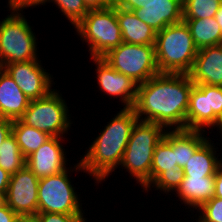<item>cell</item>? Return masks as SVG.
<instances>
[{"label": "cell", "mask_w": 222, "mask_h": 222, "mask_svg": "<svg viewBox=\"0 0 222 222\" xmlns=\"http://www.w3.org/2000/svg\"><path fill=\"white\" fill-rule=\"evenodd\" d=\"M26 166V158L22 154L15 136L11 133L0 146V167L13 175Z\"/></svg>", "instance_id": "25"}, {"label": "cell", "mask_w": 222, "mask_h": 222, "mask_svg": "<svg viewBox=\"0 0 222 222\" xmlns=\"http://www.w3.org/2000/svg\"><path fill=\"white\" fill-rule=\"evenodd\" d=\"M188 74L194 84L222 86V44L198 49Z\"/></svg>", "instance_id": "17"}, {"label": "cell", "mask_w": 222, "mask_h": 222, "mask_svg": "<svg viewBox=\"0 0 222 222\" xmlns=\"http://www.w3.org/2000/svg\"><path fill=\"white\" fill-rule=\"evenodd\" d=\"M12 122L11 120L0 117V146L4 140L12 133Z\"/></svg>", "instance_id": "33"}, {"label": "cell", "mask_w": 222, "mask_h": 222, "mask_svg": "<svg viewBox=\"0 0 222 222\" xmlns=\"http://www.w3.org/2000/svg\"><path fill=\"white\" fill-rule=\"evenodd\" d=\"M6 203L5 201V194L0 193V207L3 206Z\"/></svg>", "instance_id": "39"}, {"label": "cell", "mask_w": 222, "mask_h": 222, "mask_svg": "<svg viewBox=\"0 0 222 222\" xmlns=\"http://www.w3.org/2000/svg\"><path fill=\"white\" fill-rule=\"evenodd\" d=\"M133 13L157 33L183 21V0H146L144 7Z\"/></svg>", "instance_id": "16"}, {"label": "cell", "mask_w": 222, "mask_h": 222, "mask_svg": "<svg viewBox=\"0 0 222 222\" xmlns=\"http://www.w3.org/2000/svg\"><path fill=\"white\" fill-rule=\"evenodd\" d=\"M213 139H208L188 160L183 168L184 176H215L222 165L221 150L214 145ZM217 151L219 153H217ZM218 154V155H217ZM220 156V158H218Z\"/></svg>", "instance_id": "21"}, {"label": "cell", "mask_w": 222, "mask_h": 222, "mask_svg": "<svg viewBox=\"0 0 222 222\" xmlns=\"http://www.w3.org/2000/svg\"><path fill=\"white\" fill-rule=\"evenodd\" d=\"M12 134L25 158L34 153L51 137L45 132L24 124L20 119L12 122Z\"/></svg>", "instance_id": "24"}, {"label": "cell", "mask_w": 222, "mask_h": 222, "mask_svg": "<svg viewBox=\"0 0 222 222\" xmlns=\"http://www.w3.org/2000/svg\"><path fill=\"white\" fill-rule=\"evenodd\" d=\"M37 60L7 64L2 68L13 78L14 82L31 101L47 96L56 84L55 77ZM53 79V80H52Z\"/></svg>", "instance_id": "12"}, {"label": "cell", "mask_w": 222, "mask_h": 222, "mask_svg": "<svg viewBox=\"0 0 222 222\" xmlns=\"http://www.w3.org/2000/svg\"><path fill=\"white\" fill-rule=\"evenodd\" d=\"M167 129L154 122L137 120L118 169L134 178L145 189L151 183V165L155 146L164 138Z\"/></svg>", "instance_id": "3"}, {"label": "cell", "mask_w": 222, "mask_h": 222, "mask_svg": "<svg viewBox=\"0 0 222 222\" xmlns=\"http://www.w3.org/2000/svg\"><path fill=\"white\" fill-rule=\"evenodd\" d=\"M146 0H114V5L124 10L133 11L137 8L144 7Z\"/></svg>", "instance_id": "31"}, {"label": "cell", "mask_w": 222, "mask_h": 222, "mask_svg": "<svg viewBox=\"0 0 222 222\" xmlns=\"http://www.w3.org/2000/svg\"><path fill=\"white\" fill-rule=\"evenodd\" d=\"M73 29L82 44L85 43L88 46L90 58H102L123 43L116 16V5L106 9L89 10Z\"/></svg>", "instance_id": "7"}, {"label": "cell", "mask_w": 222, "mask_h": 222, "mask_svg": "<svg viewBox=\"0 0 222 222\" xmlns=\"http://www.w3.org/2000/svg\"><path fill=\"white\" fill-rule=\"evenodd\" d=\"M53 3L70 24L75 27L89 12L84 0H46L45 4Z\"/></svg>", "instance_id": "27"}, {"label": "cell", "mask_w": 222, "mask_h": 222, "mask_svg": "<svg viewBox=\"0 0 222 222\" xmlns=\"http://www.w3.org/2000/svg\"><path fill=\"white\" fill-rule=\"evenodd\" d=\"M39 180L26 166L11 175L5 201L17 215L38 213Z\"/></svg>", "instance_id": "13"}, {"label": "cell", "mask_w": 222, "mask_h": 222, "mask_svg": "<svg viewBox=\"0 0 222 222\" xmlns=\"http://www.w3.org/2000/svg\"><path fill=\"white\" fill-rule=\"evenodd\" d=\"M65 137L51 136L34 153L26 158V167L38 178H45L58 174L69 168ZM64 143V144H62ZM68 159V160H67Z\"/></svg>", "instance_id": "15"}, {"label": "cell", "mask_w": 222, "mask_h": 222, "mask_svg": "<svg viewBox=\"0 0 222 222\" xmlns=\"http://www.w3.org/2000/svg\"><path fill=\"white\" fill-rule=\"evenodd\" d=\"M89 59L96 65L94 78L103 96L107 94V97L116 98L122 103L123 108H132L136 100L138 84L125 74L118 73L102 58Z\"/></svg>", "instance_id": "14"}, {"label": "cell", "mask_w": 222, "mask_h": 222, "mask_svg": "<svg viewBox=\"0 0 222 222\" xmlns=\"http://www.w3.org/2000/svg\"><path fill=\"white\" fill-rule=\"evenodd\" d=\"M198 49L222 44V30L216 18L183 19Z\"/></svg>", "instance_id": "23"}, {"label": "cell", "mask_w": 222, "mask_h": 222, "mask_svg": "<svg viewBox=\"0 0 222 222\" xmlns=\"http://www.w3.org/2000/svg\"><path fill=\"white\" fill-rule=\"evenodd\" d=\"M216 128L222 135V86L194 84L189 94L186 129L207 132Z\"/></svg>", "instance_id": "10"}, {"label": "cell", "mask_w": 222, "mask_h": 222, "mask_svg": "<svg viewBox=\"0 0 222 222\" xmlns=\"http://www.w3.org/2000/svg\"><path fill=\"white\" fill-rule=\"evenodd\" d=\"M214 197L222 198V165L215 174V191Z\"/></svg>", "instance_id": "35"}, {"label": "cell", "mask_w": 222, "mask_h": 222, "mask_svg": "<svg viewBox=\"0 0 222 222\" xmlns=\"http://www.w3.org/2000/svg\"><path fill=\"white\" fill-rule=\"evenodd\" d=\"M30 100L14 82L13 78L0 68V117L11 121L22 117Z\"/></svg>", "instance_id": "19"}, {"label": "cell", "mask_w": 222, "mask_h": 222, "mask_svg": "<svg viewBox=\"0 0 222 222\" xmlns=\"http://www.w3.org/2000/svg\"><path fill=\"white\" fill-rule=\"evenodd\" d=\"M11 175L0 167V193H6Z\"/></svg>", "instance_id": "36"}, {"label": "cell", "mask_w": 222, "mask_h": 222, "mask_svg": "<svg viewBox=\"0 0 222 222\" xmlns=\"http://www.w3.org/2000/svg\"><path fill=\"white\" fill-rule=\"evenodd\" d=\"M120 111L108 121L102 131L88 144L85 154L80 155L82 169L101 184L116 172L121 164L132 128L138 117L133 108H117ZM82 156V157H81ZM116 170V171H115Z\"/></svg>", "instance_id": "2"}, {"label": "cell", "mask_w": 222, "mask_h": 222, "mask_svg": "<svg viewBox=\"0 0 222 222\" xmlns=\"http://www.w3.org/2000/svg\"><path fill=\"white\" fill-rule=\"evenodd\" d=\"M40 222H87L85 215L37 213Z\"/></svg>", "instance_id": "29"}, {"label": "cell", "mask_w": 222, "mask_h": 222, "mask_svg": "<svg viewBox=\"0 0 222 222\" xmlns=\"http://www.w3.org/2000/svg\"><path fill=\"white\" fill-rule=\"evenodd\" d=\"M116 16L123 42L138 45H155L156 32L141 21L133 11L116 6Z\"/></svg>", "instance_id": "20"}, {"label": "cell", "mask_w": 222, "mask_h": 222, "mask_svg": "<svg viewBox=\"0 0 222 222\" xmlns=\"http://www.w3.org/2000/svg\"><path fill=\"white\" fill-rule=\"evenodd\" d=\"M54 87L47 96L31 100L20 120L50 136L66 137L73 121L63 93Z\"/></svg>", "instance_id": "8"}, {"label": "cell", "mask_w": 222, "mask_h": 222, "mask_svg": "<svg viewBox=\"0 0 222 222\" xmlns=\"http://www.w3.org/2000/svg\"><path fill=\"white\" fill-rule=\"evenodd\" d=\"M17 216L6 203L0 207V222H15Z\"/></svg>", "instance_id": "34"}, {"label": "cell", "mask_w": 222, "mask_h": 222, "mask_svg": "<svg viewBox=\"0 0 222 222\" xmlns=\"http://www.w3.org/2000/svg\"><path fill=\"white\" fill-rule=\"evenodd\" d=\"M194 217L196 218L195 220H196V222H204V221H202L198 216H197V213L193 216V221H194ZM192 221V222H193Z\"/></svg>", "instance_id": "40"}, {"label": "cell", "mask_w": 222, "mask_h": 222, "mask_svg": "<svg viewBox=\"0 0 222 222\" xmlns=\"http://www.w3.org/2000/svg\"><path fill=\"white\" fill-rule=\"evenodd\" d=\"M205 133L208 135L201 130H173V152L180 168L183 169L194 153L209 139Z\"/></svg>", "instance_id": "22"}, {"label": "cell", "mask_w": 222, "mask_h": 222, "mask_svg": "<svg viewBox=\"0 0 222 222\" xmlns=\"http://www.w3.org/2000/svg\"><path fill=\"white\" fill-rule=\"evenodd\" d=\"M71 166V167H70ZM64 171L41 178L38 185V213H55L67 215H85L80 198L71 180V172H83L80 160ZM73 184V185H72Z\"/></svg>", "instance_id": "5"}, {"label": "cell", "mask_w": 222, "mask_h": 222, "mask_svg": "<svg viewBox=\"0 0 222 222\" xmlns=\"http://www.w3.org/2000/svg\"><path fill=\"white\" fill-rule=\"evenodd\" d=\"M8 10L9 11H23L26 8H39V6L45 4L46 0H7Z\"/></svg>", "instance_id": "30"}, {"label": "cell", "mask_w": 222, "mask_h": 222, "mask_svg": "<svg viewBox=\"0 0 222 222\" xmlns=\"http://www.w3.org/2000/svg\"><path fill=\"white\" fill-rule=\"evenodd\" d=\"M215 18L222 30V5L220 6L219 10L217 11Z\"/></svg>", "instance_id": "38"}, {"label": "cell", "mask_w": 222, "mask_h": 222, "mask_svg": "<svg viewBox=\"0 0 222 222\" xmlns=\"http://www.w3.org/2000/svg\"><path fill=\"white\" fill-rule=\"evenodd\" d=\"M184 178L183 169L176 163L173 152V130H167L164 138L155 146L151 165V183L141 192L159 190L172 195Z\"/></svg>", "instance_id": "11"}, {"label": "cell", "mask_w": 222, "mask_h": 222, "mask_svg": "<svg viewBox=\"0 0 222 222\" xmlns=\"http://www.w3.org/2000/svg\"><path fill=\"white\" fill-rule=\"evenodd\" d=\"M197 53L198 48L185 21L168 25L156 34L155 57L160 73L188 74Z\"/></svg>", "instance_id": "4"}, {"label": "cell", "mask_w": 222, "mask_h": 222, "mask_svg": "<svg viewBox=\"0 0 222 222\" xmlns=\"http://www.w3.org/2000/svg\"><path fill=\"white\" fill-rule=\"evenodd\" d=\"M214 191L215 176H184L173 194H176L175 196L181 204H184L185 209L190 208L189 212L192 215L195 210L214 197Z\"/></svg>", "instance_id": "18"}, {"label": "cell", "mask_w": 222, "mask_h": 222, "mask_svg": "<svg viewBox=\"0 0 222 222\" xmlns=\"http://www.w3.org/2000/svg\"><path fill=\"white\" fill-rule=\"evenodd\" d=\"M222 0H183V19L215 17Z\"/></svg>", "instance_id": "26"}, {"label": "cell", "mask_w": 222, "mask_h": 222, "mask_svg": "<svg viewBox=\"0 0 222 222\" xmlns=\"http://www.w3.org/2000/svg\"><path fill=\"white\" fill-rule=\"evenodd\" d=\"M195 212L204 222H222V198L212 197Z\"/></svg>", "instance_id": "28"}, {"label": "cell", "mask_w": 222, "mask_h": 222, "mask_svg": "<svg viewBox=\"0 0 222 222\" xmlns=\"http://www.w3.org/2000/svg\"><path fill=\"white\" fill-rule=\"evenodd\" d=\"M193 85L189 74L159 73L138 85L132 108L140 121L154 122L167 130L186 129Z\"/></svg>", "instance_id": "1"}, {"label": "cell", "mask_w": 222, "mask_h": 222, "mask_svg": "<svg viewBox=\"0 0 222 222\" xmlns=\"http://www.w3.org/2000/svg\"><path fill=\"white\" fill-rule=\"evenodd\" d=\"M25 11H9L0 21V67L7 64L37 60L38 38ZM39 55V56H38Z\"/></svg>", "instance_id": "6"}, {"label": "cell", "mask_w": 222, "mask_h": 222, "mask_svg": "<svg viewBox=\"0 0 222 222\" xmlns=\"http://www.w3.org/2000/svg\"><path fill=\"white\" fill-rule=\"evenodd\" d=\"M89 10L106 9L114 5V0H84Z\"/></svg>", "instance_id": "32"}, {"label": "cell", "mask_w": 222, "mask_h": 222, "mask_svg": "<svg viewBox=\"0 0 222 222\" xmlns=\"http://www.w3.org/2000/svg\"><path fill=\"white\" fill-rule=\"evenodd\" d=\"M15 222H40L38 215H18Z\"/></svg>", "instance_id": "37"}, {"label": "cell", "mask_w": 222, "mask_h": 222, "mask_svg": "<svg viewBox=\"0 0 222 222\" xmlns=\"http://www.w3.org/2000/svg\"><path fill=\"white\" fill-rule=\"evenodd\" d=\"M102 59L118 73L125 74L138 85L159 74L155 45L123 42L110 50Z\"/></svg>", "instance_id": "9"}]
</instances>
